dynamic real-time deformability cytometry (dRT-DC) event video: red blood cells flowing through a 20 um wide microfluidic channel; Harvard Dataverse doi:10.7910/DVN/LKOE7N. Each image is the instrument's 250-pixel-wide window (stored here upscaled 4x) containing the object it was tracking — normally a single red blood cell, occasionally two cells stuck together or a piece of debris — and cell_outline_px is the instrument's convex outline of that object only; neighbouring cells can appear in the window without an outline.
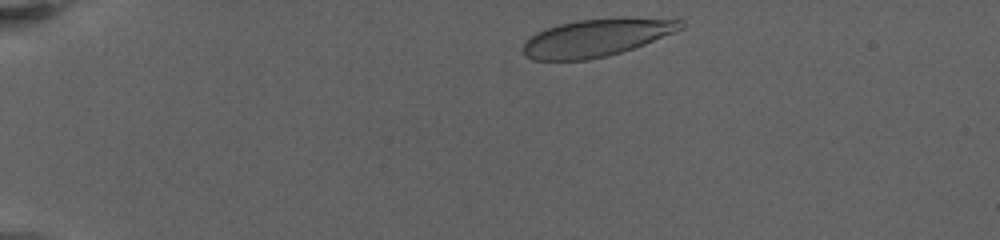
{"species": "human", "species_latin": "Homo sapiens", "temperature_condition": "warm", "stored_images_in_passage": 29, "camera_frame_rate_fps": 3000, "um_per_image_px": 0.085, "donor": {"sex": "female"}, "frame": {"image": 1, "passage_image": 2, "time_ms": 0.333, "image_size_px": [1000, 240], "cell_outline_px": [[684, 28], [676, 32], [644, 44], [608, 56], [588, 60], [532, 60], [524, 52], [524, 44], [536, 32], [560, 24], [576, 20], [684, 20]], "centroid_in_image_um": [50.66, 3.25], "position_along_channel_um": 34.3, "area_um2": 33.12}}
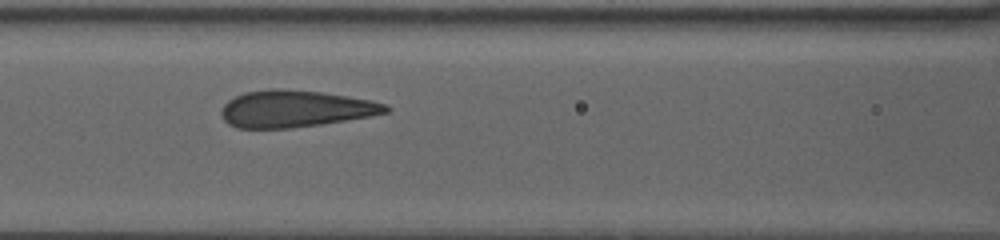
{"frame": {"image": 2, "passage_image": 17, "time_ms": 6.333, "image_size_px": [1000, 240], "cell_outline_px": [[392, 108], [388, 112], [368, 116], [320, 124], [288, 128], [236, 128], [228, 124], [224, 120], [220, 112], [224, 104], [228, 100], [244, 92], [272, 88], [280, 88], [320, 92], [348, 96], [372, 100], [388, 104]], "centroid_in_image_um": [25.09, 9.24], "position_along_channel_um": 141.5, "area_um2": 35.32}}
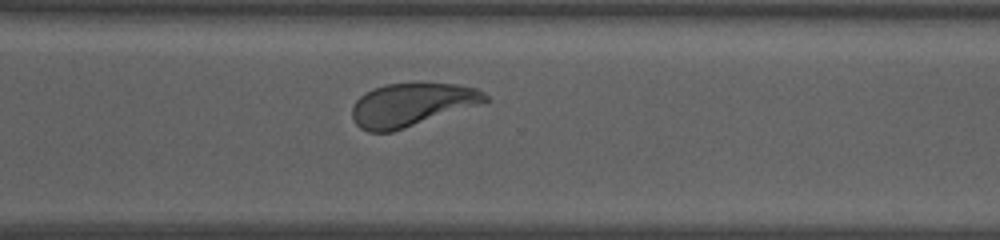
{"frame": {"image": 3, "passage_image": 29, "time_ms": 12.667, "image_size_px": [1000, 240], "cell_outline_px": [[488, 100], [392, 132], [368, 132], [360, 128], [356, 124], [352, 116], [352, 108], [356, 100], [364, 92], [372, 88], [388, 84], [456, 84], [476, 88], [484, 92], [488, 96]], "centroid_in_image_um": [34.91, 8.9], "position_along_channel_um": 335.7, "area_um2": 32.66}}